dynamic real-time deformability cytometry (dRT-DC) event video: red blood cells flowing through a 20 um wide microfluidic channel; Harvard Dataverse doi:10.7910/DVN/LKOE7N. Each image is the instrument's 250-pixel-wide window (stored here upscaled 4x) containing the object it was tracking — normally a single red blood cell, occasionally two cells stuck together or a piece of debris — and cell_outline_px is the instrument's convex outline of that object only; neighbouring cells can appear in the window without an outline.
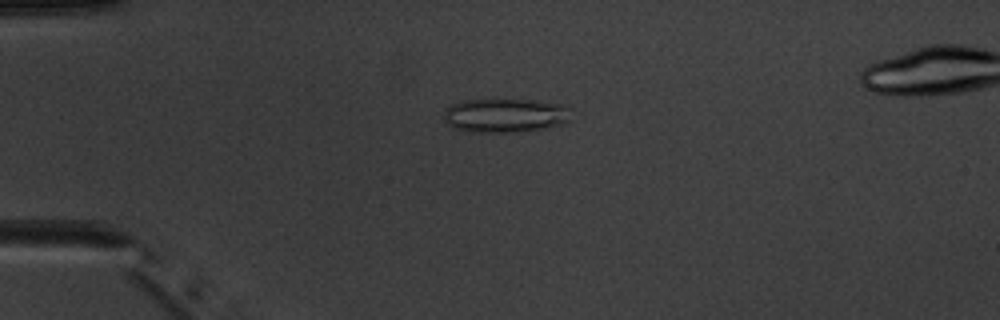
{"species": "common noctule bat (a hibernating species)", "species_latin": "Nyctalus noctula", "temperature_condition": "warm", "stored_images_in_passage": 5, "camera_frame_rate_fps": 3000, "um_per_image_px": 0.085, "animal": {"sex": "male", "body_mass_g": 20.1, "forearm_length_mm": 53.5}, "frame": {"image": 1, "passage_image": 3, "time_ms": 3.333, "image_size_px": [1000, 320], "cell_outline_px": [[568, 120], [564, 124], [548, 128], [520, 132], [464, 132], [452, 128], [444, 120], [444, 108], [460, 100], [496, 96], [536, 100], [560, 104], [568, 108]], "centroid_in_image_um": [42.85, 9.77], "position_along_channel_um": 42.1, "area_um2": 26.59}}